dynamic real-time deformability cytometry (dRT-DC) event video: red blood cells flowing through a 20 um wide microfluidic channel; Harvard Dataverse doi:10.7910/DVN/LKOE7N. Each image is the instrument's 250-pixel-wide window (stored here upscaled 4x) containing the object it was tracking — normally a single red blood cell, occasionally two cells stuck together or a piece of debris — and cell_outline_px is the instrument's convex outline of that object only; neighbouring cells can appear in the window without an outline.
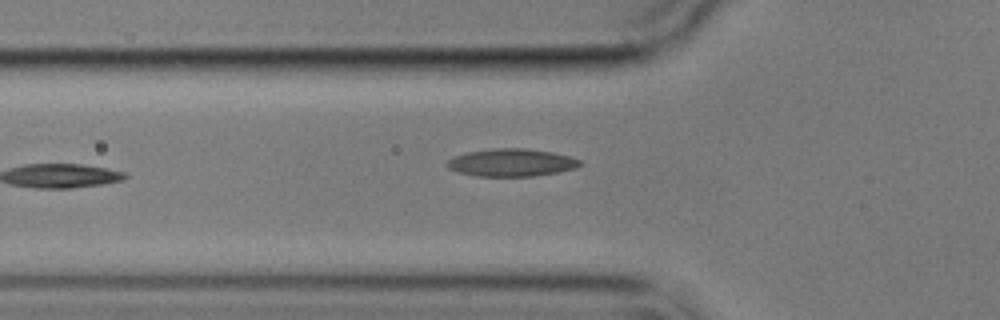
{"species": "common noctule bat (a hibernating species)", "species_latin": "Nyctalus noctula", "temperature_condition": "cold", "stored_images_in_passage": 6, "camera_frame_rate_fps": 3000, "um_per_image_px": 0.085, "animal": {"sex": "male", "body_mass_g": 17.9}, "frame": {"image": 1, "passage_image": 6, "time_ms": 7.0, "image_size_px": [1000, 320], "cell_outline_px": [[584, 164], [576, 168], [560, 172], [532, 176], [476, 176], [456, 172], [448, 168], [444, 164], [452, 156], [468, 152], [492, 148], [528, 148], [552, 152], [572, 156], [580, 160]], "centroid_in_image_um": [43.48, 13.81], "position_along_channel_um": 82.3, "area_um2": 21.79}}